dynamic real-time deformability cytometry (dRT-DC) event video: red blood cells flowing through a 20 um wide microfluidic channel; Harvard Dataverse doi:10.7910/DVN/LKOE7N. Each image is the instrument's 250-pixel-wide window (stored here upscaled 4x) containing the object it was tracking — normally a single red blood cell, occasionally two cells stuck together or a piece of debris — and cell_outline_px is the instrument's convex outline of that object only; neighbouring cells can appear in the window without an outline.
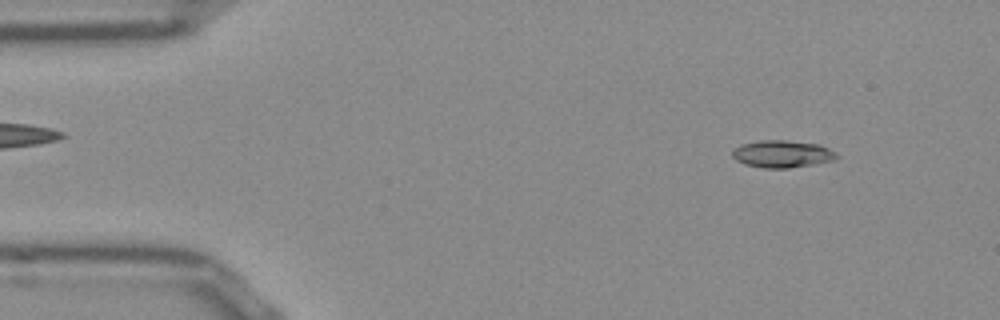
{"species": "Egyptian fruit bat (a non-hibernating species)", "species_latin": "Rousettus aegyptiacus", "temperature_condition": "room temperature", "stored_images_in_passage": 51, "camera_frame_rate_fps": 3000, "um_per_image_px": 0.085, "frame": {"image": 1, "passage_image": 5, "time_ms": 1.333, "image_size_px": [1000, 320], "cell_outline_px": [[836, 156], [832, 160], [812, 164], [788, 168], [764, 168], [744, 164], [736, 160], [732, 156], [732, 152], [740, 144], [760, 140], [788, 140], [820, 144], [836, 152]], "centroid_in_image_um": [66.45, 13.07], "position_along_channel_um": 18.5, "area_um2": 16.47}}
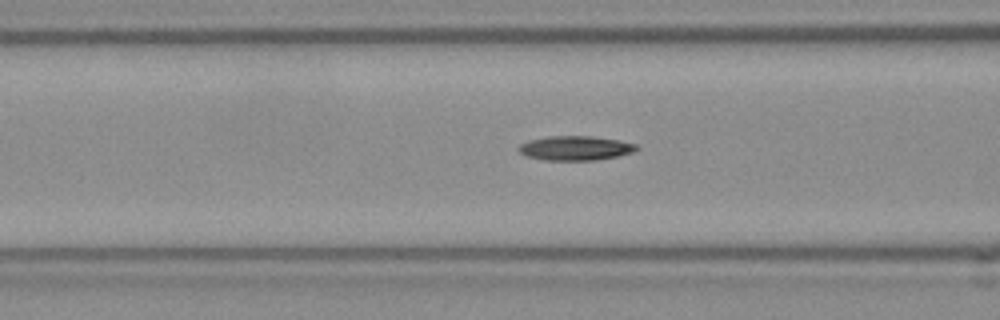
{"frame": {"image": 2, "passage_image": 19, "time_ms": 6.0, "image_size_px": [1000, 320], "cell_outline_px": [[640, 148], [632, 152], [616, 156], [596, 160], [544, 160], [528, 156], [520, 152], [516, 148], [520, 144], [528, 140], [548, 136], [592, 136], [616, 140], [636, 144]], "centroid_in_image_um": [48.87, 12.58], "position_along_channel_um": 117.7, "area_um2": 16.65}}
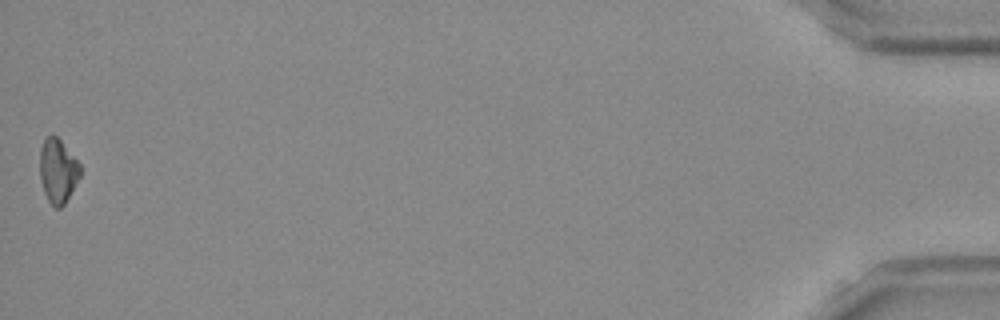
{"frame": {"image": 3, "passage_image": 51, "time_ms": 16.667, "image_size_px": [1000, 320], "cell_outline_px": [[80, 176], [64, 204], [60, 208], [56, 208], [48, 200], [44, 192], [40, 176], [40, 148], [44, 140], [52, 132], [60, 140], [80, 164]], "centroid_in_image_um": [4.9, 14.5], "position_along_channel_um": 430.3, "area_um2": 14.85}}